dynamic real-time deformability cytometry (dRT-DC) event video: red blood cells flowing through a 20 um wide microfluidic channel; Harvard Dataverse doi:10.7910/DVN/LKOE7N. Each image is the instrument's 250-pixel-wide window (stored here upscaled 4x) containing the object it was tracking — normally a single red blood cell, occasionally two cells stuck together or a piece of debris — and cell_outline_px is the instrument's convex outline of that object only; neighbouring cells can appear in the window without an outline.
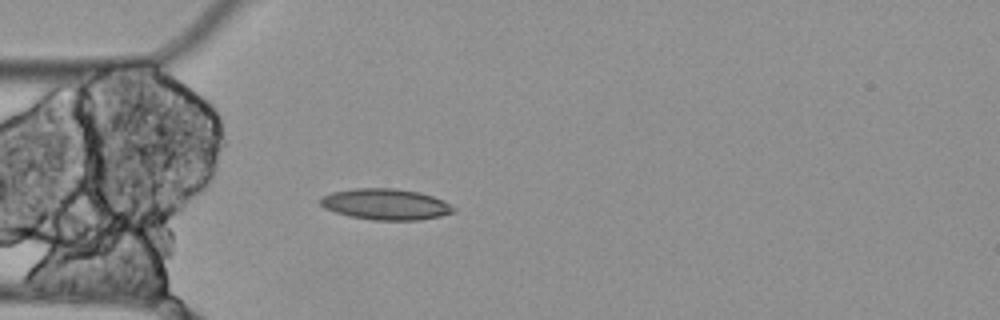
{"species": "Egyptian fruit bat (a non-hibernating species)", "species_latin": "Rousettus aegyptiacus", "temperature_condition": "cold", "stored_images_in_passage": 4, "camera_frame_rate_fps": 3000, "um_per_image_px": 0.085, "animal": {"sex": "female"}, "frame": {"image": 1, "passage_image": 4, "time_ms": 1.0, "image_size_px": [1000, 320], "cell_outline_px": [[456, 212], [440, 216], [420, 220], [372, 220], [348, 216], [324, 208], [320, 204], [320, 196], [332, 192], [352, 188], [396, 188], [420, 192], [444, 200], [456, 208]], "centroid_in_image_um": [32.79, 17.36], "position_along_channel_um": 52.2, "area_um2": 24.39}}